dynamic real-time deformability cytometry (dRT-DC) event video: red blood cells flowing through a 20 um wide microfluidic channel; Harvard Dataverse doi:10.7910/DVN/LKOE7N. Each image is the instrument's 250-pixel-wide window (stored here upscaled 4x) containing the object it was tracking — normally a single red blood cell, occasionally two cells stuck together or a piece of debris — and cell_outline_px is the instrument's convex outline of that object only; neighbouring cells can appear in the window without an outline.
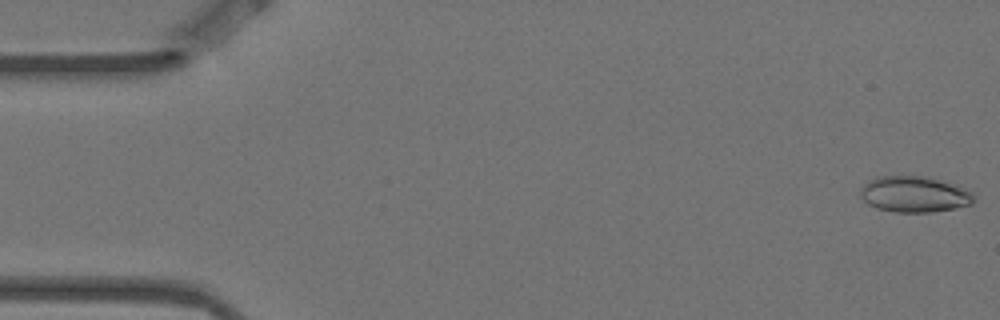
{"species": "Egyptian fruit bat (a non-hibernating species)", "species_latin": "Rousettus aegyptiacus", "temperature_condition": "warm", "stored_images_in_passage": 5, "camera_frame_rate_fps": 3000, "um_per_image_px": 0.085, "animal": {"sex": "female"}, "frame": {"image": 1, "passage_image": 1, "time_ms": 0.0, "image_size_px": [1000, 320], "cell_outline_px": [[976, 200], [972, 204], [932, 212], [896, 212], [876, 208], [868, 204], [860, 196], [860, 188], [864, 184], [880, 176], [924, 176], [972, 192], [976, 196]], "centroid_in_image_um": [77.68, 16.53], "position_along_channel_um": 7.3, "area_um2": 23.35}}